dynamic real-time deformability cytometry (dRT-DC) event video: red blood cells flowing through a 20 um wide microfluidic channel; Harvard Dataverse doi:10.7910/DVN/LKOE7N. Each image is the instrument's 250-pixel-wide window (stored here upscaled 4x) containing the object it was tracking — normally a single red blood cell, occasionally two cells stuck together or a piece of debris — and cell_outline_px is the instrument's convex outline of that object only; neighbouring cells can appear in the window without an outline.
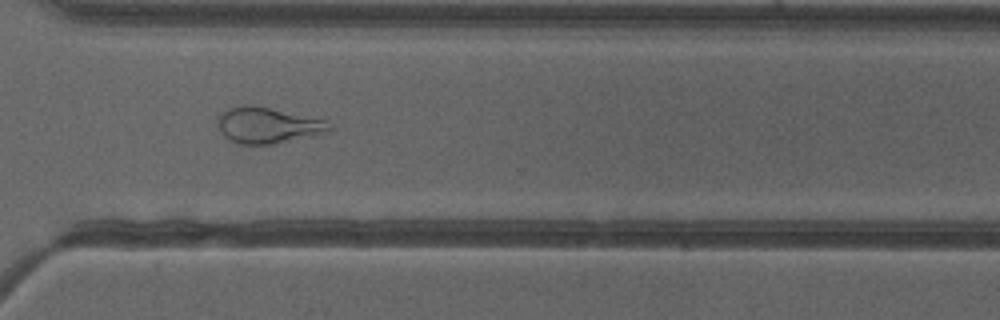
{"species": "common noctule bat (a hibernating species)", "species_latin": "Nyctalus noctula", "temperature_condition": "cold", "stored_images_in_passage": 50, "camera_frame_rate_fps": 3000, "um_per_image_px": 0.085, "animal": {"sex": "female"}, "frame": {"image": 1, "passage_image": 36, "time_ms": 11.667, "image_size_px": [1000, 320], "cell_outline_px": [[332, 128], [328, 132], [312, 136], [276, 144], [236, 144], [228, 140], [220, 132], [216, 124], [220, 112], [228, 108], [248, 104], [328, 120]], "centroid_in_image_um": [22.73, 10.66], "position_along_channel_um": 347.9, "area_um2": 23.64}, "authors_computed_cell_mechanics": {"area_um2": 27.744, "velocity_mm_per_s": 3.9697, "shape_relaxation_time_tau1_ms": null, "shape_relaxation_time_tau2_ms": 1.6219, "deformation_change_tau1": null, "deformation_change_tau2": 0.1087}}